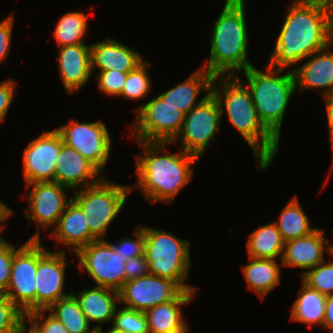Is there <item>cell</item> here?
I'll return each instance as SVG.
<instances>
[{"label": "cell", "mask_w": 333, "mask_h": 333, "mask_svg": "<svg viewBox=\"0 0 333 333\" xmlns=\"http://www.w3.org/2000/svg\"><path fill=\"white\" fill-rule=\"evenodd\" d=\"M286 13L268 64L272 68L290 69L333 42V15L329 12L293 2Z\"/></svg>", "instance_id": "6da1fadb"}, {"label": "cell", "mask_w": 333, "mask_h": 333, "mask_svg": "<svg viewBox=\"0 0 333 333\" xmlns=\"http://www.w3.org/2000/svg\"><path fill=\"white\" fill-rule=\"evenodd\" d=\"M242 81L240 75L215 76L211 93L219 103L221 117L227 112L230 124L251 147L264 171L277 155L279 141L260 121L250 90Z\"/></svg>", "instance_id": "7a4b0ae2"}, {"label": "cell", "mask_w": 333, "mask_h": 333, "mask_svg": "<svg viewBox=\"0 0 333 333\" xmlns=\"http://www.w3.org/2000/svg\"><path fill=\"white\" fill-rule=\"evenodd\" d=\"M137 142L145 153L135 158L138 188L150 202L172 204L177 194L193 178L192 166L199 158L182 149L174 154L165 150L172 142Z\"/></svg>", "instance_id": "3957f363"}, {"label": "cell", "mask_w": 333, "mask_h": 333, "mask_svg": "<svg viewBox=\"0 0 333 333\" xmlns=\"http://www.w3.org/2000/svg\"><path fill=\"white\" fill-rule=\"evenodd\" d=\"M245 10V0L225 1L212 27L208 66L202 67L208 73L214 76H234L254 66L248 61Z\"/></svg>", "instance_id": "277c9868"}, {"label": "cell", "mask_w": 333, "mask_h": 333, "mask_svg": "<svg viewBox=\"0 0 333 333\" xmlns=\"http://www.w3.org/2000/svg\"><path fill=\"white\" fill-rule=\"evenodd\" d=\"M283 70L285 69L272 68L268 65L266 72L259 71L254 66L243 71L257 115L278 141H280L284 113L297 89L293 69L282 75Z\"/></svg>", "instance_id": "5b68a950"}, {"label": "cell", "mask_w": 333, "mask_h": 333, "mask_svg": "<svg viewBox=\"0 0 333 333\" xmlns=\"http://www.w3.org/2000/svg\"><path fill=\"white\" fill-rule=\"evenodd\" d=\"M144 229V255L150 273L177 282L184 290H196L185 280L190 270L189 245L172 233L151 228Z\"/></svg>", "instance_id": "8992f818"}, {"label": "cell", "mask_w": 333, "mask_h": 333, "mask_svg": "<svg viewBox=\"0 0 333 333\" xmlns=\"http://www.w3.org/2000/svg\"><path fill=\"white\" fill-rule=\"evenodd\" d=\"M133 186L114 184L103 177L74 193L71 199L82 209L90 233L97 240L106 239L108 226L122 210Z\"/></svg>", "instance_id": "52a82bcc"}, {"label": "cell", "mask_w": 333, "mask_h": 333, "mask_svg": "<svg viewBox=\"0 0 333 333\" xmlns=\"http://www.w3.org/2000/svg\"><path fill=\"white\" fill-rule=\"evenodd\" d=\"M131 136L136 141L173 142L179 135L185 114L160 96L139 106Z\"/></svg>", "instance_id": "ba28073f"}, {"label": "cell", "mask_w": 333, "mask_h": 333, "mask_svg": "<svg viewBox=\"0 0 333 333\" xmlns=\"http://www.w3.org/2000/svg\"><path fill=\"white\" fill-rule=\"evenodd\" d=\"M40 229L18 249L15 248L5 296L26 315L35 311L36 272L38 267Z\"/></svg>", "instance_id": "9c48e42d"}, {"label": "cell", "mask_w": 333, "mask_h": 333, "mask_svg": "<svg viewBox=\"0 0 333 333\" xmlns=\"http://www.w3.org/2000/svg\"><path fill=\"white\" fill-rule=\"evenodd\" d=\"M75 255L81 270L87 272L96 286L119 291L126 282L125 263L122 257L105 239L95 240L80 248Z\"/></svg>", "instance_id": "30bf717a"}, {"label": "cell", "mask_w": 333, "mask_h": 333, "mask_svg": "<svg viewBox=\"0 0 333 333\" xmlns=\"http://www.w3.org/2000/svg\"><path fill=\"white\" fill-rule=\"evenodd\" d=\"M221 120L219 103L211 93L185 115L182 129L172 143L180 140V149L200 158L215 139Z\"/></svg>", "instance_id": "8fae6325"}, {"label": "cell", "mask_w": 333, "mask_h": 333, "mask_svg": "<svg viewBox=\"0 0 333 333\" xmlns=\"http://www.w3.org/2000/svg\"><path fill=\"white\" fill-rule=\"evenodd\" d=\"M67 146L74 148L101 173L111 153V136L100 120L91 123L72 122L56 129Z\"/></svg>", "instance_id": "7c38bea8"}, {"label": "cell", "mask_w": 333, "mask_h": 333, "mask_svg": "<svg viewBox=\"0 0 333 333\" xmlns=\"http://www.w3.org/2000/svg\"><path fill=\"white\" fill-rule=\"evenodd\" d=\"M183 291L177 282L150 273L126 281L118 291L119 303L145 312L158 304L175 300Z\"/></svg>", "instance_id": "4fadbf2b"}, {"label": "cell", "mask_w": 333, "mask_h": 333, "mask_svg": "<svg viewBox=\"0 0 333 333\" xmlns=\"http://www.w3.org/2000/svg\"><path fill=\"white\" fill-rule=\"evenodd\" d=\"M65 252L50 251L38 239V267L36 272L35 310H47L70 293H64Z\"/></svg>", "instance_id": "5bb4252c"}, {"label": "cell", "mask_w": 333, "mask_h": 333, "mask_svg": "<svg viewBox=\"0 0 333 333\" xmlns=\"http://www.w3.org/2000/svg\"><path fill=\"white\" fill-rule=\"evenodd\" d=\"M63 144L56 130L45 132L32 140L23 152L25 183L54 181L57 158Z\"/></svg>", "instance_id": "9a60e30c"}, {"label": "cell", "mask_w": 333, "mask_h": 333, "mask_svg": "<svg viewBox=\"0 0 333 333\" xmlns=\"http://www.w3.org/2000/svg\"><path fill=\"white\" fill-rule=\"evenodd\" d=\"M26 186H32V190L26 198L29 210L24 211L27 220L35 221L44 230L49 226L55 227L71 200V198L69 201L66 200V189L68 191L69 188L55 181L34 182L26 184Z\"/></svg>", "instance_id": "2e32d148"}, {"label": "cell", "mask_w": 333, "mask_h": 333, "mask_svg": "<svg viewBox=\"0 0 333 333\" xmlns=\"http://www.w3.org/2000/svg\"><path fill=\"white\" fill-rule=\"evenodd\" d=\"M102 173L74 148L62 144L60 154L56 162L54 181L69 188L97 184L103 177ZM81 185V186H79Z\"/></svg>", "instance_id": "e0dca14e"}, {"label": "cell", "mask_w": 333, "mask_h": 333, "mask_svg": "<svg viewBox=\"0 0 333 333\" xmlns=\"http://www.w3.org/2000/svg\"><path fill=\"white\" fill-rule=\"evenodd\" d=\"M328 240L324 238L323 231L316 229L305 237L296 238L285 242L281 262L282 266L297 267L303 271L316 267L324 260V250L328 254L333 252V245H327Z\"/></svg>", "instance_id": "ac0fdd59"}, {"label": "cell", "mask_w": 333, "mask_h": 333, "mask_svg": "<svg viewBox=\"0 0 333 333\" xmlns=\"http://www.w3.org/2000/svg\"><path fill=\"white\" fill-rule=\"evenodd\" d=\"M58 68L64 89L68 93L78 91L92 76L91 46L85 43L59 47Z\"/></svg>", "instance_id": "d6986e66"}, {"label": "cell", "mask_w": 333, "mask_h": 333, "mask_svg": "<svg viewBox=\"0 0 333 333\" xmlns=\"http://www.w3.org/2000/svg\"><path fill=\"white\" fill-rule=\"evenodd\" d=\"M333 42L314 52L300 67L293 68L296 87L300 90L321 89L322 96L333 93ZM330 48V49H329Z\"/></svg>", "instance_id": "ffe728a7"}, {"label": "cell", "mask_w": 333, "mask_h": 333, "mask_svg": "<svg viewBox=\"0 0 333 333\" xmlns=\"http://www.w3.org/2000/svg\"><path fill=\"white\" fill-rule=\"evenodd\" d=\"M91 72L97 68L100 71L118 70L130 72L144 60L135 49L125 46L111 37L90 45Z\"/></svg>", "instance_id": "44dd1931"}, {"label": "cell", "mask_w": 333, "mask_h": 333, "mask_svg": "<svg viewBox=\"0 0 333 333\" xmlns=\"http://www.w3.org/2000/svg\"><path fill=\"white\" fill-rule=\"evenodd\" d=\"M86 222L82 209L71 199L60 216L57 225L50 232V237L65 247L59 251L65 252V249L70 247L71 252L75 254L80 248L97 240L90 233Z\"/></svg>", "instance_id": "7402d4cb"}, {"label": "cell", "mask_w": 333, "mask_h": 333, "mask_svg": "<svg viewBox=\"0 0 333 333\" xmlns=\"http://www.w3.org/2000/svg\"><path fill=\"white\" fill-rule=\"evenodd\" d=\"M214 78V75L201 67L185 81L164 91L159 96L186 115L211 94ZM201 91L205 92V96L198 102V95Z\"/></svg>", "instance_id": "603a6c76"}, {"label": "cell", "mask_w": 333, "mask_h": 333, "mask_svg": "<svg viewBox=\"0 0 333 333\" xmlns=\"http://www.w3.org/2000/svg\"><path fill=\"white\" fill-rule=\"evenodd\" d=\"M75 298L88 322L105 323L113 320L119 301V292L107 287L83 289Z\"/></svg>", "instance_id": "cb8c5ba5"}, {"label": "cell", "mask_w": 333, "mask_h": 333, "mask_svg": "<svg viewBox=\"0 0 333 333\" xmlns=\"http://www.w3.org/2000/svg\"><path fill=\"white\" fill-rule=\"evenodd\" d=\"M195 290H184L175 300L158 304L147 311L145 316L149 333H168L183 326L181 306L195 298Z\"/></svg>", "instance_id": "d4e9b609"}, {"label": "cell", "mask_w": 333, "mask_h": 333, "mask_svg": "<svg viewBox=\"0 0 333 333\" xmlns=\"http://www.w3.org/2000/svg\"><path fill=\"white\" fill-rule=\"evenodd\" d=\"M249 258V263L242 266L247 287L260 299L280 284V268L274 259Z\"/></svg>", "instance_id": "484cf974"}, {"label": "cell", "mask_w": 333, "mask_h": 333, "mask_svg": "<svg viewBox=\"0 0 333 333\" xmlns=\"http://www.w3.org/2000/svg\"><path fill=\"white\" fill-rule=\"evenodd\" d=\"M291 309L290 321L323 327L326 308V295L310 288L302 281V287Z\"/></svg>", "instance_id": "4316f807"}, {"label": "cell", "mask_w": 333, "mask_h": 333, "mask_svg": "<svg viewBox=\"0 0 333 333\" xmlns=\"http://www.w3.org/2000/svg\"><path fill=\"white\" fill-rule=\"evenodd\" d=\"M284 246L285 242L274 222L257 227L246 243L248 257L274 260L282 258Z\"/></svg>", "instance_id": "83f0119b"}, {"label": "cell", "mask_w": 333, "mask_h": 333, "mask_svg": "<svg viewBox=\"0 0 333 333\" xmlns=\"http://www.w3.org/2000/svg\"><path fill=\"white\" fill-rule=\"evenodd\" d=\"M279 216V222L274 223L284 242L308 236L317 229L309 226V218L305 215L297 196L289 200Z\"/></svg>", "instance_id": "f1b7e54d"}, {"label": "cell", "mask_w": 333, "mask_h": 333, "mask_svg": "<svg viewBox=\"0 0 333 333\" xmlns=\"http://www.w3.org/2000/svg\"><path fill=\"white\" fill-rule=\"evenodd\" d=\"M47 312L62 322L69 333H97L94 328H90L73 293L52 304Z\"/></svg>", "instance_id": "f546056e"}, {"label": "cell", "mask_w": 333, "mask_h": 333, "mask_svg": "<svg viewBox=\"0 0 333 333\" xmlns=\"http://www.w3.org/2000/svg\"><path fill=\"white\" fill-rule=\"evenodd\" d=\"M87 16L81 12H69L63 15L54 31V39L59 47L84 43L82 38L88 29Z\"/></svg>", "instance_id": "4dcf8cb0"}, {"label": "cell", "mask_w": 333, "mask_h": 333, "mask_svg": "<svg viewBox=\"0 0 333 333\" xmlns=\"http://www.w3.org/2000/svg\"><path fill=\"white\" fill-rule=\"evenodd\" d=\"M151 66H153L152 63L144 60L134 70L128 72L120 96L132 101L146 97L151 89V79L147 74V69Z\"/></svg>", "instance_id": "1f68e13d"}, {"label": "cell", "mask_w": 333, "mask_h": 333, "mask_svg": "<svg viewBox=\"0 0 333 333\" xmlns=\"http://www.w3.org/2000/svg\"><path fill=\"white\" fill-rule=\"evenodd\" d=\"M26 315L5 295H0V333H21Z\"/></svg>", "instance_id": "d6a6232c"}, {"label": "cell", "mask_w": 333, "mask_h": 333, "mask_svg": "<svg viewBox=\"0 0 333 333\" xmlns=\"http://www.w3.org/2000/svg\"><path fill=\"white\" fill-rule=\"evenodd\" d=\"M112 328L123 333H149L145 313L127 307L115 312Z\"/></svg>", "instance_id": "836d02e7"}, {"label": "cell", "mask_w": 333, "mask_h": 333, "mask_svg": "<svg viewBox=\"0 0 333 333\" xmlns=\"http://www.w3.org/2000/svg\"><path fill=\"white\" fill-rule=\"evenodd\" d=\"M333 256V252L331 253ZM302 281L324 295L333 294V261L318 264L302 275Z\"/></svg>", "instance_id": "e575fe53"}, {"label": "cell", "mask_w": 333, "mask_h": 333, "mask_svg": "<svg viewBox=\"0 0 333 333\" xmlns=\"http://www.w3.org/2000/svg\"><path fill=\"white\" fill-rule=\"evenodd\" d=\"M47 310H35L26 314V328L29 333H69L62 322L56 319L50 313L47 318L40 323V320L45 318ZM28 319V320H27ZM29 321V323H27ZM30 324V328L27 326Z\"/></svg>", "instance_id": "d590c367"}, {"label": "cell", "mask_w": 333, "mask_h": 333, "mask_svg": "<svg viewBox=\"0 0 333 333\" xmlns=\"http://www.w3.org/2000/svg\"><path fill=\"white\" fill-rule=\"evenodd\" d=\"M96 81H98V89L104 94L111 96H120L124 87V83L128 72H120L118 70L100 71L96 73Z\"/></svg>", "instance_id": "8d00e7d4"}, {"label": "cell", "mask_w": 333, "mask_h": 333, "mask_svg": "<svg viewBox=\"0 0 333 333\" xmlns=\"http://www.w3.org/2000/svg\"><path fill=\"white\" fill-rule=\"evenodd\" d=\"M134 238H125L112 244L114 249L127 259L136 258L144 254V229L143 226L137 227L134 230Z\"/></svg>", "instance_id": "74e56055"}, {"label": "cell", "mask_w": 333, "mask_h": 333, "mask_svg": "<svg viewBox=\"0 0 333 333\" xmlns=\"http://www.w3.org/2000/svg\"><path fill=\"white\" fill-rule=\"evenodd\" d=\"M15 247L3 239L0 242V295H4L10 280Z\"/></svg>", "instance_id": "f35d334b"}, {"label": "cell", "mask_w": 333, "mask_h": 333, "mask_svg": "<svg viewBox=\"0 0 333 333\" xmlns=\"http://www.w3.org/2000/svg\"><path fill=\"white\" fill-rule=\"evenodd\" d=\"M14 12L0 22V63L3 64L8 58L12 40Z\"/></svg>", "instance_id": "ab89813d"}, {"label": "cell", "mask_w": 333, "mask_h": 333, "mask_svg": "<svg viewBox=\"0 0 333 333\" xmlns=\"http://www.w3.org/2000/svg\"><path fill=\"white\" fill-rule=\"evenodd\" d=\"M124 269L126 281L150 274L148 259L144 254L136 258L128 259Z\"/></svg>", "instance_id": "60d3db41"}, {"label": "cell", "mask_w": 333, "mask_h": 333, "mask_svg": "<svg viewBox=\"0 0 333 333\" xmlns=\"http://www.w3.org/2000/svg\"><path fill=\"white\" fill-rule=\"evenodd\" d=\"M16 83L12 79L0 83V123L5 120V116L13 103Z\"/></svg>", "instance_id": "b9f144b4"}, {"label": "cell", "mask_w": 333, "mask_h": 333, "mask_svg": "<svg viewBox=\"0 0 333 333\" xmlns=\"http://www.w3.org/2000/svg\"><path fill=\"white\" fill-rule=\"evenodd\" d=\"M323 328L333 332V294L326 295V308Z\"/></svg>", "instance_id": "7bdbcfd3"}, {"label": "cell", "mask_w": 333, "mask_h": 333, "mask_svg": "<svg viewBox=\"0 0 333 333\" xmlns=\"http://www.w3.org/2000/svg\"><path fill=\"white\" fill-rule=\"evenodd\" d=\"M322 97L325 103L327 121L329 126V137L331 141L333 139V93Z\"/></svg>", "instance_id": "ee69618b"}, {"label": "cell", "mask_w": 333, "mask_h": 333, "mask_svg": "<svg viewBox=\"0 0 333 333\" xmlns=\"http://www.w3.org/2000/svg\"><path fill=\"white\" fill-rule=\"evenodd\" d=\"M293 2L321 8L333 15V0H294Z\"/></svg>", "instance_id": "f6af8a7d"}, {"label": "cell", "mask_w": 333, "mask_h": 333, "mask_svg": "<svg viewBox=\"0 0 333 333\" xmlns=\"http://www.w3.org/2000/svg\"><path fill=\"white\" fill-rule=\"evenodd\" d=\"M13 214V210L7 205L0 201V229L4 228V225H2V222L7 220L11 215Z\"/></svg>", "instance_id": "bcb514c9"}, {"label": "cell", "mask_w": 333, "mask_h": 333, "mask_svg": "<svg viewBox=\"0 0 333 333\" xmlns=\"http://www.w3.org/2000/svg\"><path fill=\"white\" fill-rule=\"evenodd\" d=\"M94 329L97 331V333H102V327L99 326V324L96 325V327L94 326ZM106 333H123V332L111 328Z\"/></svg>", "instance_id": "7dc6e473"}, {"label": "cell", "mask_w": 333, "mask_h": 333, "mask_svg": "<svg viewBox=\"0 0 333 333\" xmlns=\"http://www.w3.org/2000/svg\"><path fill=\"white\" fill-rule=\"evenodd\" d=\"M188 325L187 323H185L183 326H181L180 328L174 330V331H171V332H168V333H188Z\"/></svg>", "instance_id": "c3c4849f"}, {"label": "cell", "mask_w": 333, "mask_h": 333, "mask_svg": "<svg viewBox=\"0 0 333 333\" xmlns=\"http://www.w3.org/2000/svg\"><path fill=\"white\" fill-rule=\"evenodd\" d=\"M330 144H331V149H332V153H333V139L330 141ZM333 155V154H332ZM332 163H333V161H332ZM332 170H329V176L327 177V180H329L330 178L329 177H331V173H333V164H332V166L330 167Z\"/></svg>", "instance_id": "681fc988"}, {"label": "cell", "mask_w": 333, "mask_h": 333, "mask_svg": "<svg viewBox=\"0 0 333 333\" xmlns=\"http://www.w3.org/2000/svg\"><path fill=\"white\" fill-rule=\"evenodd\" d=\"M3 231V229H0V242L3 240V235H1V232Z\"/></svg>", "instance_id": "f907efd6"}, {"label": "cell", "mask_w": 333, "mask_h": 333, "mask_svg": "<svg viewBox=\"0 0 333 333\" xmlns=\"http://www.w3.org/2000/svg\"><path fill=\"white\" fill-rule=\"evenodd\" d=\"M21 333H29L27 329H24Z\"/></svg>", "instance_id": "816d5d0a"}]
</instances>
